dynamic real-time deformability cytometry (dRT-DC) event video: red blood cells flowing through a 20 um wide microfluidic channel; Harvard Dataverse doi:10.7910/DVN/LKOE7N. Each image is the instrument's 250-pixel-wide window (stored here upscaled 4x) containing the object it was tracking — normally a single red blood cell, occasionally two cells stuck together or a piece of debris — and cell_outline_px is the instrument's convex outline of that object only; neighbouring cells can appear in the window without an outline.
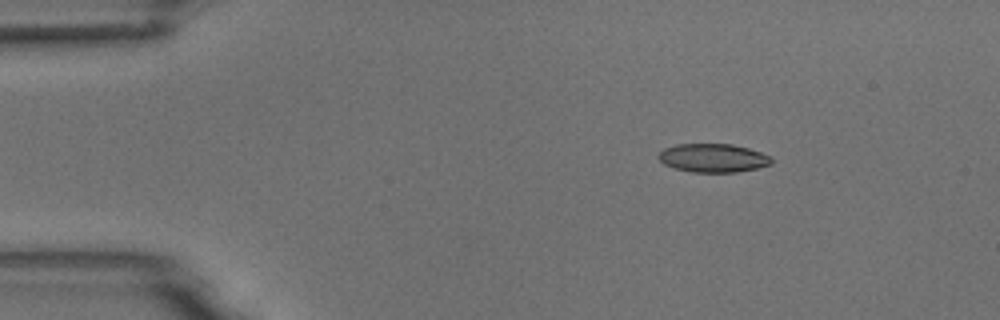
{"species": "common noctule bat (a hibernating species)", "species_latin": "Nyctalus noctula", "temperature_condition": "room temperature", "stored_images_in_passage": 6, "camera_frame_rate_fps": 3000, "um_per_image_px": 0.085, "animal": {"sex": "male", "body_mass_g": 18.8}, "frame": {"image": 1, "passage_image": 3, "time_ms": 0.667, "image_size_px": [1000, 320], "cell_outline_px": [[772, 164], [756, 168], [736, 172], [692, 172], [676, 168], [664, 164], [656, 156], [664, 148], [676, 144], [732, 144], [748, 148], [772, 156]], "centroid_in_image_um": [60.61, 13.42], "position_along_channel_um": 24.4, "area_um2": 18.79}}
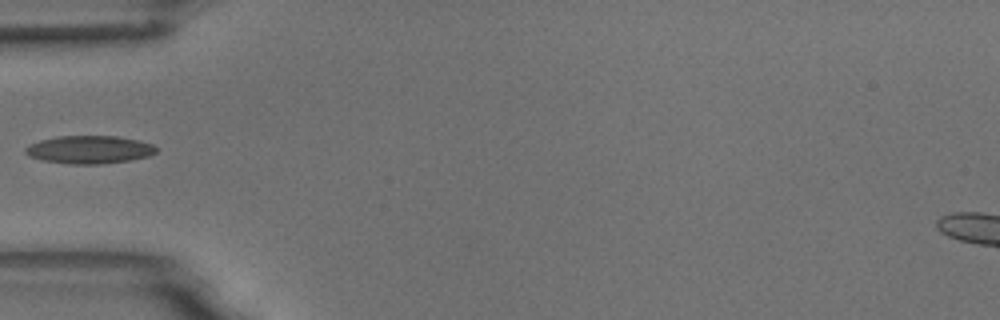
{"frame": {"image": 2, "passage_image": 6, "time_ms": 1.667, "image_size_px": [1000, 320], "cell_outline_px": [[156, 152], [148, 156], [128, 160], [100, 164], [68, 164], [40, 160], [28, 156], [24, 152], [24, 148], [28, 144], [40, 140], [56, 136], [116, 136], [136, 140], [152, 144], [156, 148]], "centroid_in_image_um": [7.51, 12.72], "position_along_channel_um": 77.5, "area_um2": 21.33}}